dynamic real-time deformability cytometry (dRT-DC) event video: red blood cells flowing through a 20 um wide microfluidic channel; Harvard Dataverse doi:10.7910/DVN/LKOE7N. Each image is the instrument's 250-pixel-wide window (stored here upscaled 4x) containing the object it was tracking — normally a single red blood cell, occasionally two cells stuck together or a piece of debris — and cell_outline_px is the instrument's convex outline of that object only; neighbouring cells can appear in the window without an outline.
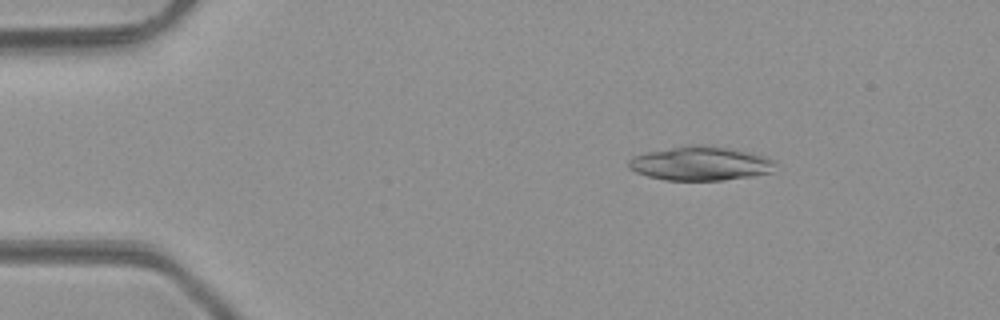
{"species": "common noctule bat (a hibernating species)", "species_latin": "Nyctalus noctula", "temperature_condition": "room temperature", "stored_images_in_passage": 48, "segment_of_instrument_passage": [1, 2], "camera_frame_rate_fps": 3000, "um_per_image_px": 0.085, "animal": {"sex": "male", "body_mass_g": 23.1, "forearm_length_mm": 52.7}, "frame": {"image": 1, "passage_image": 8, "time_ms": 2.333, "image_size_px": [1000, 320], "cell_outline_px": [[772, 172], [752, 176], [724, 180], [664, 180], [648, 176], [636, 172], [628, 168], [628, 160], [632, 156], [644, 152], [688, 144], [696, 144], [724, 148], [764, 156], [772, 160]], "centroid_in_image_um": [59.42, 13.9], "position_along_channel_um": 25.6, "area_um2": 28.78}}